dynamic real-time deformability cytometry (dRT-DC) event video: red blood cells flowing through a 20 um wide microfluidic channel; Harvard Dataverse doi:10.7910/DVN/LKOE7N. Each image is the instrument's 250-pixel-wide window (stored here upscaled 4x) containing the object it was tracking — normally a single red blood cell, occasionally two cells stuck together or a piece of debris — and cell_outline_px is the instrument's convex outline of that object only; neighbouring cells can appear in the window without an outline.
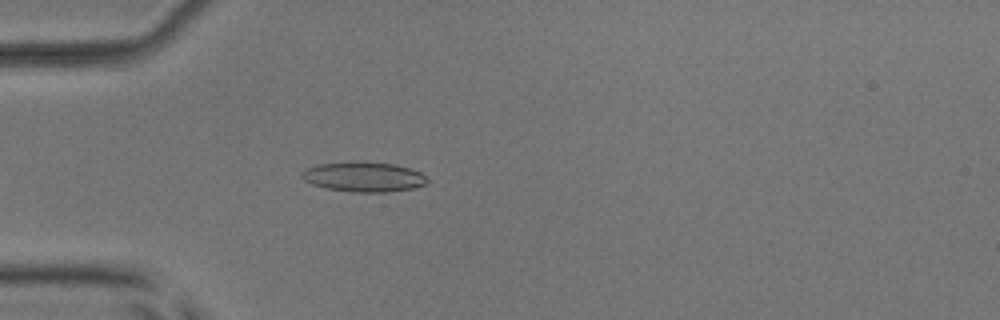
{"species": "common noctule bat (a hibernating species)", "species_latin": "Nyctalus noctula", "temperature_condition": "room temperature", "stored_images_in_passage": 53, "camera_frame_rate_fps": 3000, "um_per_image_px": 0.085, "animal": {"sex": "male", "body_mass_g": 17.9, "forearm_length_mm": 54.2}, "frame": {"image": 1, "passage_image": 15, "time_ms": 4.667, "image_size_px": [1000, 320], "cell_outline_px": [[428, 180], [424, 184], [412, 188], [388, 192], [352, 192], [328, 188], [312, 184], [304, 180], [300, 176], [300, 172], [308, 168], [320, 164], [356, 160], [364, 160], [396, 164], [420, 172]], "centroid_in_image_um": [30.89, 15.01], "position_along_channel_um": 54.1, "area_um2": 22.02}}
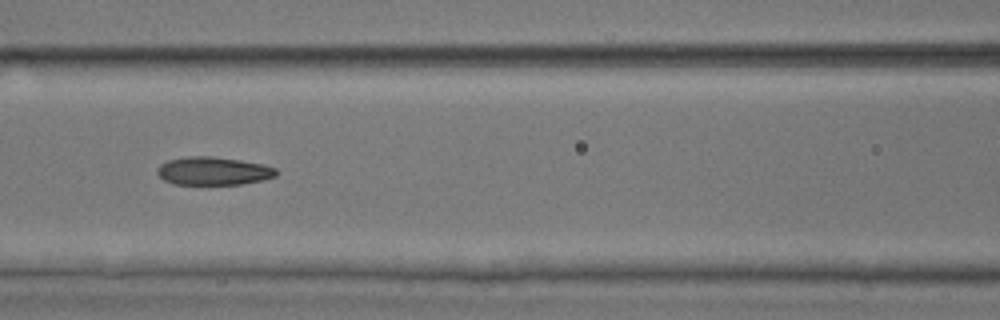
{"frame": {"image": 2, "passage_image": 23, "time_ms": 7.333, "image_size_px": [1000, 320], "cell_outline_px": [[276, 176], [264, 180], [240, 184], [172, 184], [164, 180], [156, 172], [160, 164], [168, 160], [188, 156], [212, 156], [240, 160], [264, 164], [276, 168]], "centroid_in_image_um": [18.13, 14.53], "position_along_channel_um": 148.5, "area_um2": 19.54}}
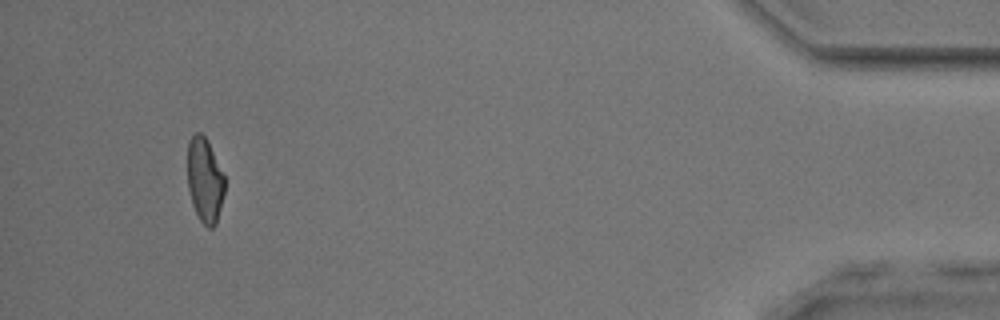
{"frame": {"image": 3, "passage_image": 49, "time_ms": 16.0, "image_size_px": [1000, 320], "cell_outline_px": [[224, 196], [216, 224], [212, 228], [208, 228], [200, 220], [192, 204], [188, 188], [188, 140], [196, 132], [200, 132], [208, 140], [224, 176]], "centroid_in_image_um": [17.41, 15.31], "position_along_channel_um": 417.8, "area_um2": 18.32}, "authors_computed_cell_mechanics": {"area_um2": 19.8254, "velocity_mm_per_s": 3.9156, "shape_relaxation_time_tau1_ms": 7.0125, "shape_relaxation_time_tau2_ms": 1.865, "deformation_change_tau1": 0.1892, "deformation_change_tau2": 0.0828}}